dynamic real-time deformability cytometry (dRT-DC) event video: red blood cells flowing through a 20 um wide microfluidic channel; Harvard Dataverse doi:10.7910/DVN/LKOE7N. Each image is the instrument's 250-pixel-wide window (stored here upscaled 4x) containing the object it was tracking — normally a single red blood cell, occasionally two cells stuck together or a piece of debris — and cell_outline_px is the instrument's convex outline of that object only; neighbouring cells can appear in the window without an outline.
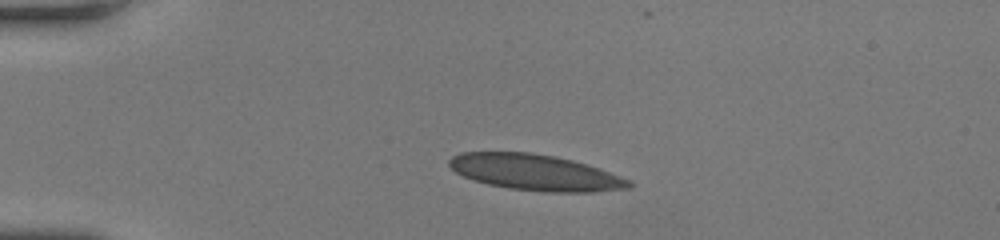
{"species": "human", "species_latin": "Homo sapiens", "temperature_condition": "room temperature", "stored_images_in_passage": 39, "camera_frame_rate_fps": 3000, "um_per_image_px": 0.085, "donor": {"sex": "female"}, "frame": {"image": 1, "passage_image": 1, "time_ms": 0.0, "image_size_px": [1000, 240], "cell_outline_px": [[636, 184], [632, 188], [596, 192], [544, 192], [508, 188], [488, 184], [472, 180], [456, 172], [448, 164], [448, 160], [452, 156], [460, 152], [532, 152], [556, 156], [572, 160], [600, 168], [632, 180]], "centroid_in_image_um": [45.56, 14.66], "position_along_channel_um": 39.4, "area_um2": 38.15}}
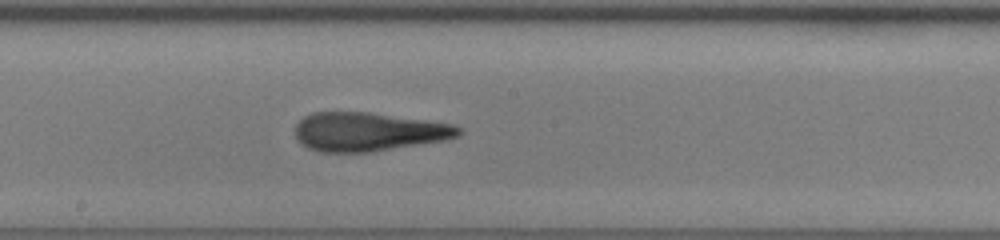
{"frame": {"image": 2, "passage_image": 17, "time_ms": 5.333, "image_size_px": [1000, 240], "cell_outline_px": [[464, 132], [460, 136], [444, 140], [372, 152], [320, 152], [308, 148], [296, 140], [296, 124], [304, 116], [312, 112], [368, 112], [452, 124], [460, 128]], "centroid_in_image_um": [31.29, 11.2], "position_along_channel_um": 216.9, "area_um2": 36.88}}
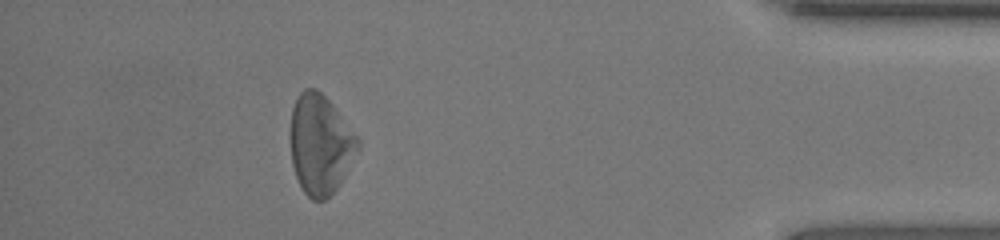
{"frame": {"image": 3, "passage_image": 34, "time_ms": 11.0, "image_size_px": [1000, 240], "cell_outline_px": [[360, 148], [340, 184], [324, 200], [312, 200], [304, 192], [296, 176], [292, 164], [292, 108], [300, 92], [304, 88], [316, 88], [332, 104], [360, 140]], "centroid_in_image_um": [27.25, 12.28], "position_along_channel_um": 408.0, "area_um2": 38.61}, "authors_computed_cell_mechanics": {"area_um2": 37.6856, "velocity_mm_per_s": 4.1799, "shape_relaxation_time_tau1_ms": 7.5679, "shape_relaxation_time_tau2_ms": 1.7325, "deformation_change_tau1": 0.212, "deformation_change_tau2": 0.1174}}